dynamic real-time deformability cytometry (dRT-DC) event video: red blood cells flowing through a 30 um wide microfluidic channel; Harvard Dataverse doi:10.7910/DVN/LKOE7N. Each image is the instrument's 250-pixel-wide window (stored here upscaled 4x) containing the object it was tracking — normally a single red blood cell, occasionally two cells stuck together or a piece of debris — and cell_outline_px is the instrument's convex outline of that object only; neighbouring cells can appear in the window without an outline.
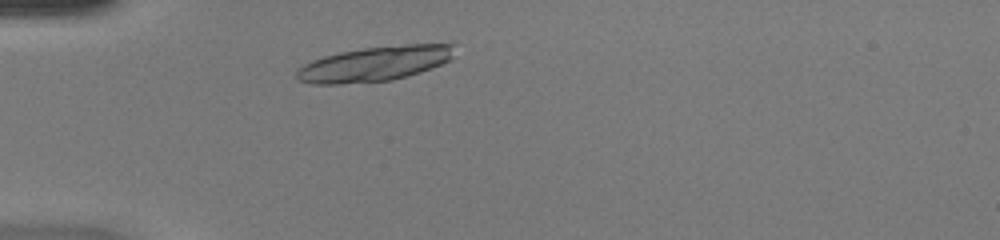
{"species": "common noctule bat (a hibernating species)", "species_latin": "Nyctalus noctula", "temperature_condition": "warm", "stored_images_in_passage": 37, "camera_frame_rate_fps": 3000, "um_per_image_px": 0.085, "animal": {"sex": "female", "body_mass_g": 20.0, "forearm_length_mm": 54.0}, "frame": {"image": 1, "passage_image": 4, "time_ms": 1.0, "image_size_px": [1000, 240], "cell_outline_px": [[452, 60], [420, 72], [392, 80], [340, 84], [312, 84], [296, 80], [296, 72], [304, 64], [312, 60], [324, 56], [340, 52], [364, 48], [408, 44], [452, 44]], "centroid_in_image_um": [31.81, 5.43], "position_along_channel_um": 53.2, "area_um2": 31.85}}